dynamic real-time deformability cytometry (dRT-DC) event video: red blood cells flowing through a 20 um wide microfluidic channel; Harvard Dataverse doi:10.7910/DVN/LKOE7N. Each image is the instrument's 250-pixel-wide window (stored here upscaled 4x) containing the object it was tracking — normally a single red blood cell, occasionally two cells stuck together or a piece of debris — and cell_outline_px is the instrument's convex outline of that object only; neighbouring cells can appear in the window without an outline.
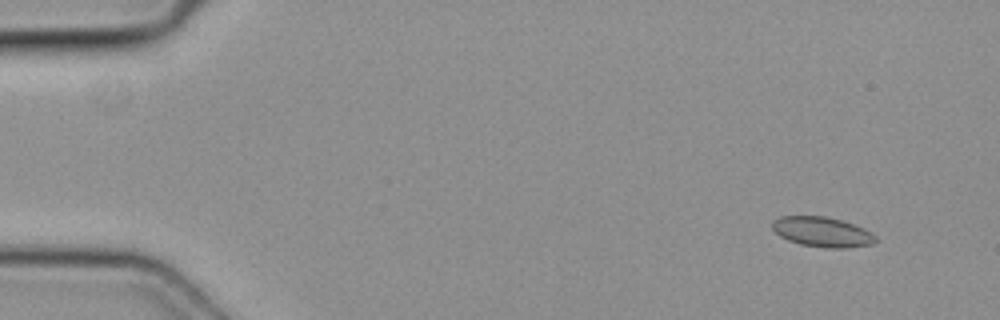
{"species": "common noctule bat (a hibernating species)", "species_latin": "Nyctalus noctula", "temperature_condition": "cold", "stored_images_in_passage": 4, "camera_frame_rate_fps": 3000, "um_per_image_px": 0.085, "animal": {"sex": "female", "body_mass_g": 19.3, "forearm_length_mm": 54.1}, "frame": {"image": 1, "passage_image": 1, "time_ms": 0.0, "image_size_px": [1000, 320], "cell_outline_px": [[876, 240], [872, 244], [848, 248], [824, 248], [800, 244], [788, 240], [780, 236], [772, 228], [772, 220], [780, 216], [824, 216], [840, 220], [864, 228], [876, 236]], "centroid_in_image_um": [69.87, 19.72], "position_along_channel_um": 15.1, "area_um2": 18.03}}
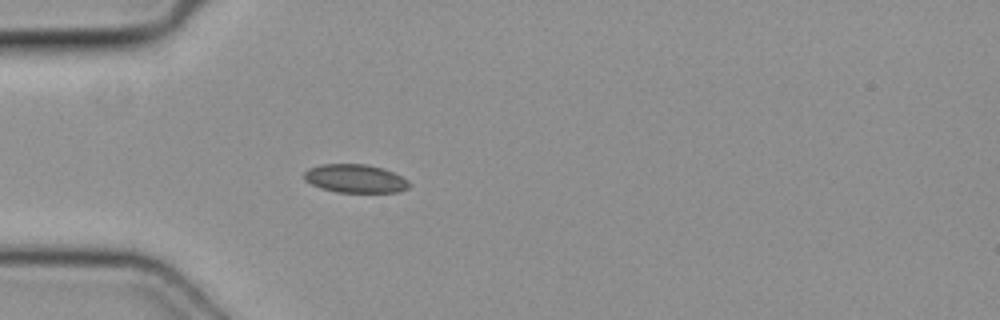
{"frame": {"image": 2, "passage_image": 4, "time_ms": 1.0, "image_size_px": [1000, 320], "cell_outline_px": [[412, 184], [408, 188], [400, 192], [336, 192], [320, 188], [304, 180], [304, 172], [308, 168], [320, 164], [364, 164], [384, 168], [408, 180]], "centroid_in_image_um": [30.19, 15.18], "position_along_channel_um": 54.8, "area_um2": 17.51}}